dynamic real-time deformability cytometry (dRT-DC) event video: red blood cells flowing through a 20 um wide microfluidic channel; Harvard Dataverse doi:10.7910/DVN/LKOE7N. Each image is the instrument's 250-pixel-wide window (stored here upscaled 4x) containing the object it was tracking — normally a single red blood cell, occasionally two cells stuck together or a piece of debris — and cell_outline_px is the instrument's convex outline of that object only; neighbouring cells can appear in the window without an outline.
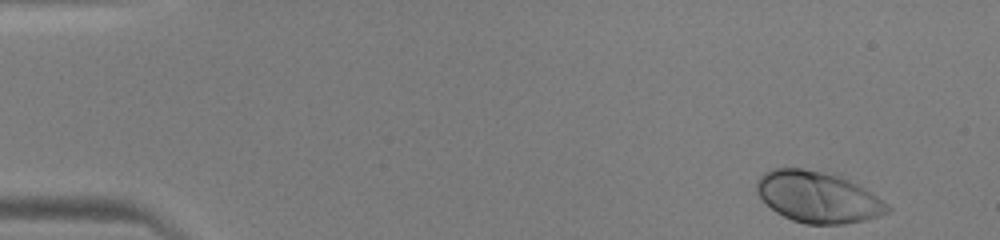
{"species": "human", "species_latin": "Homo sapiens", "temperature_condition": "warm", "stored_images_in_passage": 45, "camera_frame_rate_fps": 3000, "um_per_image_px": 0.085, "donor": {"sex": "male"}, "frame": {"image": 1, "passage_image": 1, "time_ms": 0.0, "image_size_px": [1000, 240], "cell_outline_px": [[892, 208], [888, 212], [880, 216], [864, 220], [844, 224], [804, 224], [792, 220], [776, 212], [756, 192], [756, 184], [760, 176], [764, 172], [772, 168], [804, 168], [824, 172], [840, 176], [864, 188], [888, 204]], "centroid_in_image_um": [69.52, 16.75], "position_along_channel_um": 15.5, "area_um2": 38.78}}
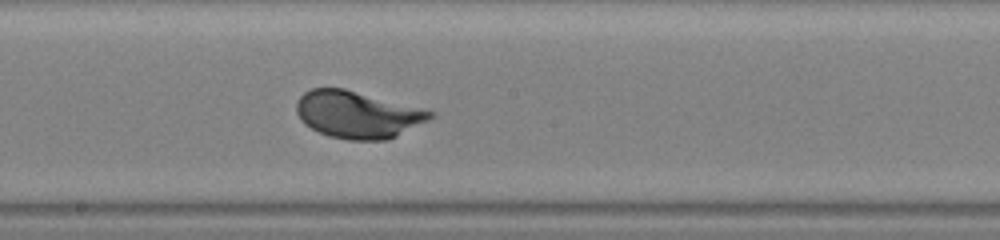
{"frame": {"image": 2, "passage_image": 24, "time_ms": 7.667, "image_size_px": [1000, 240], "cell_outline_px": [[436, 116], [388, 140], [348, 140], [328, 136], [304, 124], [300, 120], [296, 112], [296, 100], [304, 92], [312, 88], [344, 88], [436, 112]], "centroid_in_image_um": [30.37, 9.74], "position_along_channel_um": 217.8, "area_um2": 36.65}}
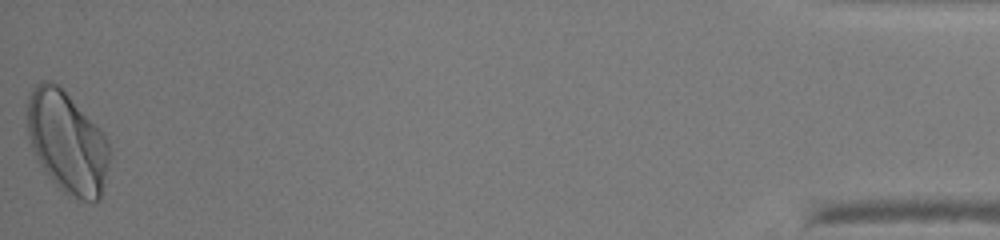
{"frame": {"image": 3, "passage_image": 45, "time_ms": 14.667, "image_size_px": [1000, 240], "cell_outline_px": [[108, 164], [100, 200], [80, 200], [64, 192], [52, 180], [40, 164], [32, 148], [28, 136], [28, 96], [32, 88], [40, 80], [48, 80], [56, 84], [104, 132], [108, 140]], "centroid_in_image_um": [5.7, 12.09], "position_along_channel_um": 429.5, "area_um2": 47.97}}